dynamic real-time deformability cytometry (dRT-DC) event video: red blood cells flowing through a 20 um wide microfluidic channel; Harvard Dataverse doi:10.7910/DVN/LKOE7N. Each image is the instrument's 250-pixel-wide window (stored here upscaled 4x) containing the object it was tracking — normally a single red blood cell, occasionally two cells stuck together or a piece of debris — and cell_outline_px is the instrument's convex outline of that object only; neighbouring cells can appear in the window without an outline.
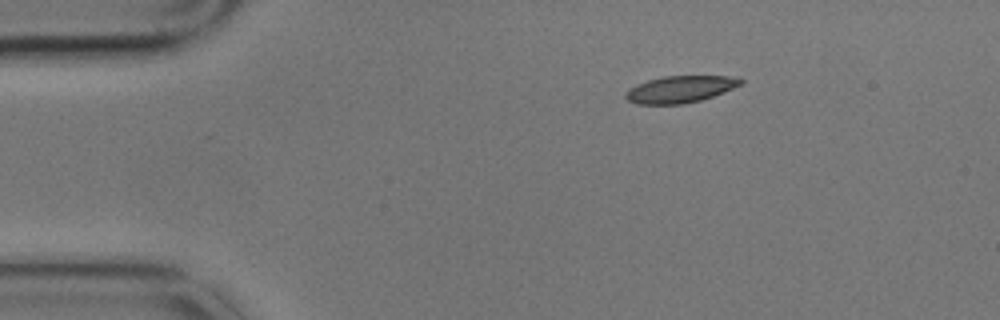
{"species": "common noctule bat (a hibernating species)", "species_latin": "Nyctalus noctula", "temperature_condition": "cold", "stored_images_in_passage": 3, "camera_frame_rate_fps": 3000, "um_per_image_px": 0.085, "animal": {"sex": "male", "body_mass_g": 17.9}, "frame": {"image": 1, "passage_image": 1, "time_ms": 0.0, "image_size_px": [1000, 320], "cell_outline_px": [[744, 80], [740, 84], [732, 88], [712, 96], [700, 100], [684, 104], [636, 104], [628, 100], [624, 96], [624, 92], [628, 88], [636, 84], [648, 80], [664, 76], [728, 76]], "centroid_in_image_um": [57.73, 7.59], "position_along_channel_um": 27.3, "area_um2": 17.86}}